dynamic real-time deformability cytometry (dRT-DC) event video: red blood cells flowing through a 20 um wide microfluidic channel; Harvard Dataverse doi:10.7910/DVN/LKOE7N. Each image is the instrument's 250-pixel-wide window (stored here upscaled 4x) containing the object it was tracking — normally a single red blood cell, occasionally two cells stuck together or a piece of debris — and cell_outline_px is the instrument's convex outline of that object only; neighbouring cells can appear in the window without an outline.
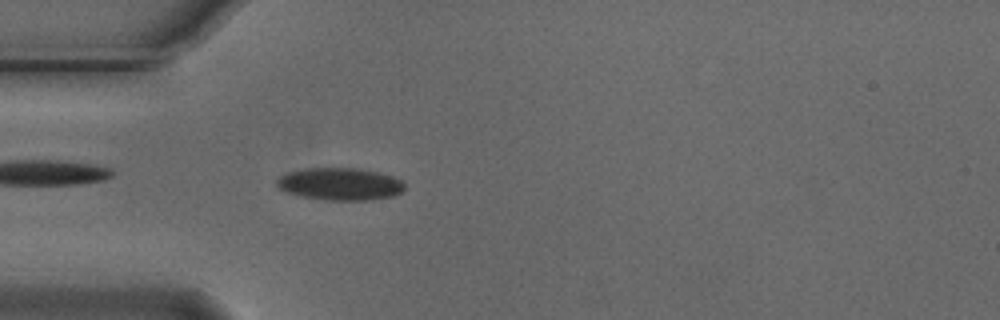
{"species": "Egyptian fruit bat (a non-hibernating species)", "species_latin": "Rousettus aegyptiacus", "temperature_condition": "cold", "stored_images_in_passage": 54, "camera_frame_rate_fps": 3000, "um_per_image_px": 0.085, "animal": {"sex": "male"}, "frame": {"image": 1, "passage_image": 15, "time_ms": 4.667, "image_size_px": [1000, 320], "cell_outline_px": [[404, 188], [400, 192], [392, 196], [372, 200], [324, 200], [300, 196], [276, 188], [276, 180], [280, 176], [288, 172], [308, 168], [356, 168], [376, 172], [392, 176], [400, 180], [404, 184]], "centroid_in_image_um": [28.86, 15.65], "position_along_channel_um": 56.1, "area_um2": 24.04}}
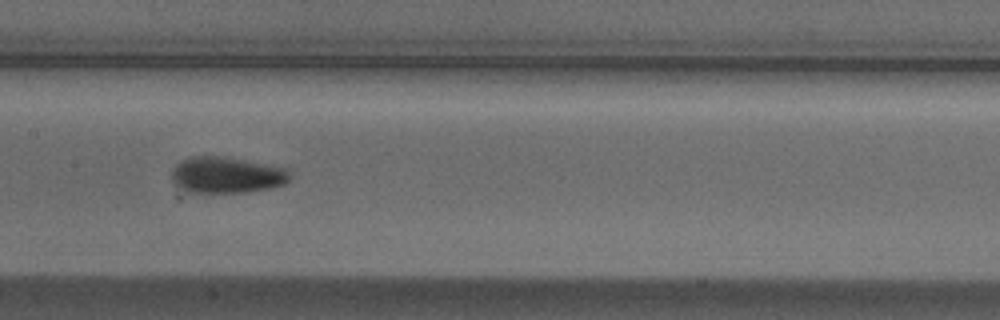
{"frame": {"image": 2, "passage_image": 26, "time_ms": 8.333, "image_size_px": [1000, 320], "cell_outline_px": [[292, 176], [284, 184], [268, 188], [244, 192], [188, 192], [172, 184], [172, 172], [176, 164], [192, 156], [216, 156], [288, 168]], "centroid_in_image_um": [19.24, 14.89], "position_along_channel_um": 188.2, "area_um2": 24.62}}
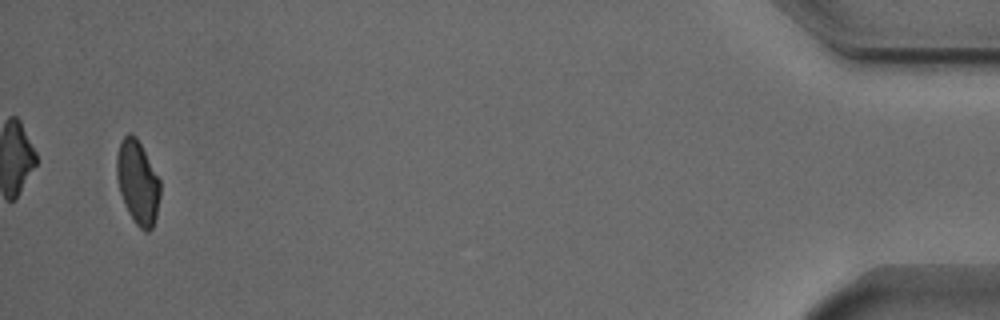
{"frame": {"image": 3, "passage_image": 52, "time_ms": 17.0, "image_size_px": [1000, 320], "cell_outline_px": [[160, 196], [156, 216], [152, 228], [148, 232], [144, 232], [136, 224], [128, 212], [124, 204], [120, 192], [116, 176], [116, 156], [120, 140], [128, 132], [136, 136], [160, 180]], "centroid_in_image_um": [11.69, 15.49], "position_along_channel_um": 423.5, "area_um2": 21.27}, "authors_computed_cell_mechanics": {"area_um2": 22.4842, "velocity_mm_per_s": 3.725, "shape_relaxation_time_tau1_ms": 4.5957, "shape_relaxation_time_tau2_ms": 2.4224, "deformation_change_tau1": 0.133, "deformation_change_tau2": 0.0611}}